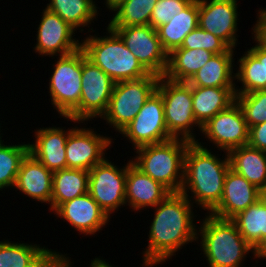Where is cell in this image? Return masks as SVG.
I'll return each instance as SVG.
<instances>
[{"label": "cell", "instance_id": "cell-1", "mask_svg": "<svg viewBox=\"0 0 266 267\" xmlns=\"http://www.w3.org/2000/svg\"><path fill=\"white\" fill-rule=\"evenodd\" d=\"M193 207L179 192L170 193L152 208L154 216L149 225L147 248L142 251V267L166 263L184 246L197 242L198 225L194 222L197 216Z\"/></svg>", "mask_w": 266, "mask_h": 267}, {"label": "cell", "instance_id": "cell-2", "mask_svg": "<svg viewBox=\"0 0 266 267\" xmlns=\"http://www.w3.org/2000/svg\"><path fill=\"white\" fill-rule=\"evenodd\" d=\"M200 138L188 145L184 157V180L180 193L210 214L222 198L224 179L230 168L229 156L223 158L203 146ZM217 155V156H216ZM191 192V193H190ZM191 194V196H190Z\"/></svg>", "mask_w": 266, "mask_h": 267}, {"label": "cell", "instance_id": "cell-3", "mask_svg": "<svg viewBox=\"0 0 266 267\" xmlns=\"http://www.w3.org/2000/svg\"><path fill=\"white\" fill-rule=\"evenodd\" d=\"M205 214L203 219L197 220L200 221L197 244L201 240L198 246L204 252L207 267H242L247 255L250 252L254 255V248L242 237L231 219Z\"/></svg>", "mask_w": 266, "mask_h": 267}, {"label": "cell", "instance_id": "cell-4", "mask_svg": "<svg viewBox=\"0 0 266 267\" xmlns=\"http://www.w3.org/2000/svg\"><path fill=\"white\" fill-rule=\"evenodd\" d=\"M105 35H87L81 40L86 57L100 67L115 83L136 80L150 73L108 25ZM99 36V37H98Z\"/></svg>", "mask_w": 266, "mask_h": 267}, {"label": "cell", "instance_id": "cell-5", "mask_svg": "<svg viewBox=\"0 0 266 267\" xmlns=\"http://www.w3.org/2000/svg\"><path fill=\"white\" fill-rule=\"evenodd\" d=\"M191 142L172 138L164 142L141 146L132 163L144 174L165 186L171 193L181 191L184 180V157Z\"/></svg>", "mask_w": 266, "mask_h": 267}, {"label": "cell", "instance_id": "cell-6", "mask_svg": "<svg viewBox=\"0 0 266 267\" xmlns=\"http://www.w3.org/2000/svg\"><path fill=\"white\" fill-rule=\"evenodd\" d=\"M157 91L163 99L165 124L170 136L191 143L196 142L197 136L194 130L199 129L198 132H201V126L193 113L191 85L188 82H175L162 76Z\"/></svg>", "mask_w": 266, "mask_h": 267}, {"label": "cell", "instance_id": "cell-7", "mask_svg": "<svg viewBox=\"0 0 266 267\" xmlns=\"http://www.w3.org/2000/svg\"><path fill=\"white\" fill-rule=\"evenodd\" d=\"M159 79V76L150 73L140 79L115 83L107 111L101 120L120 133L157 90Z\"/></svg>", "mask_w": 266, "mask_h": 267}, {"label": "cell", "instance_id": "cell-8", "mask_svg": "<svg viewBox=\"0 0 266 267\" xmlns=\"http://www.w3.org/2000/svg\"><path fill=\"white\" fill-rule=\"evenodd\" d=\"M49 77L51 105L62 118L68 117L80 103L82 90V48L64 56H56Z\"/></svg>", "mask_w": 266, "mask_h": 267}, {"label": "cell", "instance_id": "cell-9", "mask_svg": "<svg viewBox=\"0 0 266 267\" xmlns=\"http://www.w3.org/2000/svg\"><path fill=\"white\" fill-rule=\"evenodd\" d=\"M81 81L80 103L68 117H64L67 123L70 121L79 125L92 121L93 118H102L107 111L115 85V82L100 67L86 57L83 49Z\"/></svg>", "mask_w": 266, "mask_h": 267}, {"label": "cell", "instance_id": "cell-10", "mask_svg": "<svg viewBox=\"0 0 266 267\" xmlns=\"http://www.w3.org/2000/svg\"><path fill=\"white\" fill-rule=\"evenodd\" d=\"M117 166L105 158L89 171L88 193L99 204L100 208L111 218V214L126 206L125 187L127 166Z\"/></svg>", "mask_w": 266, "mask_h": 267}, {"label": "cell", "instance_id": "cell-11", "mask_svg": "<svg viewBox=\"0 0 266 267\" xmlns=\"http://www.w3.org/2000/svg\"><path fill=\"white\" fill-rule=\"evenodd\" d=\"M120 134L131 143L133 150L172 139L165 124L163 99L157 90Z\"/></svg>", "mask_w": 266, "mask_h": 267}, {"label": "cell", "instance_id": "cell-12", "mask_svg": "<svg viewBox=\"0 0 266 267\" xmlns=\"http://www.w3.org/2000/svg\"><path fill=\"white\" fill-rule=\"evenodd\" d=\"M124 41L142 66L151 74L162 77L168 64V53L163 49L157 30L151 25L110 27Z\"/></svg>", "mask_w": 266, "mask_h": 267}, {"label": "cell", "instance_id": "cell-13", "mask_svg": "<svg viewBox=\"0 0 266 267\" xmlns=\"http://www.w3.org/2000/svg\"><path fill=\"white\" fill-rule=\"evenodd\" d=\"M200 133L221 153L248 145L249 141V128L236 101L201 126Z\"/></svg>", "mask_w": 266, "mask_h": 267}, {"label": "cell", "instance_id": "cell-14", "mask_svg": "<svg viewBox=\"0 0 266 267\" xmlns=\"http://www.w3.org/2000/svg\"><path fill=\"white\" fill-rule=\"evenodd\" d=\"M41 14L36 31V45L33 47L35 53L55 59L56 56L68 55L81 48L80 39L74 37L77 31L59 15L46 7Z\"/></svg>", "mask_w": 266, "mask_h": 267}, {"label": "cell", "instance_id": "cell-15", "mask_svg": "<svg viewBox=\"0 0 266 267\" xmlns=\"http://www.w3.org/2000/svg\"><path fill=\"white\" fill-rule=\"evenodd\" d=\"M76 127L69 133L66 142L67 168L90 171L107 156L114 139L98 134L90 126Z\"/></svg>", "mask_w": 266, "mask_h": 267}, {"label": "cell", "instance_id": "cell-16", "mask_svg": "<svg viewBox=\"0 0 266 267\" xmlns=\"http://www.w3.org/2000/svg\"><path fill=\"white\" fill-rule=\"evenodd\" d=\"M238 0H199L198 26L222 39L231 49L238 43ZM239 12V13H238ZM239 17V18H238Z\"/></svg>", "mask_w": 266, "mask_h": 267}, {"label": "cell", "instance_id": "cell-17", "mask_svg": "<svg viewBox=\"0 0 266 267\" xmlns=\"http://www.w3.org/2000/svg\"><path fill=\"white\" fill-rule=\"evenodd\" d=\"M55 217L68 222L79 234L92 236L108 225L110 218L89 193L62 203ZM66 220V221H65Z\"/></svg>", "mask_w": 266, "mask_h": 267}, {"label": "cell", "instance_id": "cell-18", "mask_svg": "<svg viewBox=\"0 0 266 267\" xmlns=\"http://www.w3.org/2000/svg\"><path fill=\"white\" fill-rule=\"evenodd\" d=\"M263 195V192L242 175L229 168L219 205L210 213L221 219H232L246 210Z\"/></svg>", "mask_w": 266, "mask_h": 267}, {"label": "cell", "instance_id": "cell-19", "mask_svg": "<svg viewBox=\"0 0 266 267\" xmlns=\"http://www.w3.org/2000/svg\"><path fill=\"white\" fill-rule=\"evenodd\" d=\"M75 127L67 130L65 127L56 126L36 128L34 130L35 140L29 142V153L52 172L66 169L67 137Z\"/></svg>", "mask_w": 266, "mask_h": 267}, {"label": "cell", "instance_id": "cell-20", "mask_svg": "<svg viewBox=\"0 0 266 267\" xmlns=\"http://www.w3.org/2000/svg\"><path fill=\"white\" fill-rule=\"evenodd\" d=\"M171 192L161 183L144 174L132 162L127 166L125 199L131 211L153 208Z\"/></svg>", "mask_w": 266, "mask_h": 267}, {"label": "cell", "instance_id": "cell-21", "mask_svg": "<svg viewBox=\"0 0 266 267\" xmlns=\"http://www.w3.org/2000/svg\"><path fill=\"white\" fill-rule=\"evenodd\" d=\"M53 172L47 169L31 153L22 160L13 189L22 193L35 202L50 205L52 195Z\"/></svg>", "mask_w": 266, "mask_h": 267}, {"label": "cell", "instance_id": "cell-22", "mask_svg": "<svg viewBox=\"0 0 266 267\" xmlns=\"http://www.w3.org/2000/svg\"><path fill=\"white\" fill-rule=\"evenodd\" d=\"M252 40L256 45L246 49L247 51L245 50L237 59L235 81L242 86L235 85V94H248L266 89L265 46L254 36Z\"/></svg>", "mask_w": 266, "mask_h": 267}, {"label": "cell", "instance_id": "cell-23", "mask_svg": "<svg viewBox=\"0 0 266 267\" xmlns=\"http://www.w3.org/2000/svg\"><path fill=\"white\" fill-rule=\"evenodd\" d=\"M55 255H62L40 244L0 241V267H45Z\"/></svg>", "mask_w": 266, "mask_h": 267}, {"label": "cell", "instance_id": "cell-24", "mask_svg": "<svg viewBox=\"0 0 266 267\" xmlns=\"http://www.w3.org/2000/svg\"><path fill=\"white\" fill-rule=\"evenodd\" d=\"M235 50L214 54L188 81L191 87L235 88ZM234 55V56H233ZM234 66V67H233ZM234 68V69H233ZM234 70V71H233Z\"/></svg>", "mask_w": 266, "mask_h": 267}, {"label": "cell", "instance_id": "cell-25", "mask_svg": "<svg viewBox=\"0 0 266 267\" xmlns=\"http://www.w3.org/2000/svg\"><path fill=\"white\" fill-rule=\"evenodd\" d=\"M193 113L197 123L203 126L220 111L235 102V88L191 87Z\"/></svg>", "mask_w": 266, "mask_h": 267}, {"label": "cell", "instance_id": "cell-26", "mask_svg": "<svg viewBox=\"0 0 266 267\" xmlns=\"http://www.w3.org/2000/svg\"><path fill=\"white\" fill-rule=\"evenodd\" d=\"M228 156L231 169L262 192L266 189V151L245 145L230 150Z\"/></svg>", "mask_w": 266, "mask_h": 267}, {"label": "cell", "instance_id": "cell-27", "mask_svg": "<svg viewBox=\"0 0 266 267\" xmlns=\"http://www.w3.org/2000/svg\"><path fill=\"white\" fill-rule=\"evenodd\" d=\"M199 0H193L185 9L158 27L157 33L163 49L169 54L181 47L187 34L198 27Z\"/></svg>", "mask_w": 266, "mask_h": 267}, {"label": "cell", "instance_id": "cell-28", "mask_svg": "<svg viewBox=\"0 0 266 267\" xmlns=\"http://www.w3.org/2000/svg\"><path fill=\"white\" fill-rule=\"evenodd\" d=\"M213 55L214 53L201 48H176L168 54L163 77L175 82H188Z\"/></svg>", "mask_w": 266, "mask_h": 267}, {"label": "cell", "instance_id": "cell-29", "mask_svg": "<svg viewBox=\"0 0 266 267\" xmlns=\"http://www.w3.org/2000/svg\"><path fill=\"white\" fill-rule=\"evenodd\" d=\"M97 0H49L46 8L59 15L76 31L80 33L87 27L88 32H96L90 25L98 18L100 8L97 7ZM99 9V11H98ZM97 17V18H96Z\"/></svg>", "mask_w": 266, "mask_h": 267}, {"label": "cell", "instance_id": "cell-30", "mask_svg": "<svg viewBox=\"0 0 266 267\" xmlns=\"http://www.w3.org/2000/svg\"><path fill=\"white\" fill-rule=\"evenodd\" d=\"M89 171L62 169L53 172L51 213L62 203L88 193Z\"/></svg>", "mask_w": 266, "mask_h": 267}, {"label": "cell", "instance_id": "cell-31", "mask_svg": "<svg viewBox=\"0 0 266 267\" xmlns=\"http://www.w3.org/2000/svg\"><path fill=\"white\" fill-rule=\"evenodd\" d=\"M231 220L242 237L255 248L266 235V199L262 196Z\"/></svg>", "mask_w": 266, "mask_h": 267}, {"label": "cell", "instance_id": "cell-32", "mask_svg": "<svg viewBox=\"0 0 266 267\" xmlns=\"http://www.w3.org/2000/svg\"><path fill=\"white\" fill-rule=\"evenodd\" d=\"M158 0H124L111 13L109 27L150 25V18Z\"/></svg>", "mask_w": 266, "mask_h": 267}, {"label": "cell", "instance_id": "cell-33", "mask_svg": "<svg viewBox=\"0 0 266 267\" xmlns=\"http://www.w3.org/2000/svg\"><path fill=\"white\" fill-rule=\"evenodd\" d=\"M3 142L0 140V191L14 188L22 160L29 153V143L5 145Z\"/></svg>", "mask_w": 266, "mask_h": 267}, {"label": "cell", "instance_id": "cell-34", "mask_svg": "<svg viewBox=\"0 0 266 267\" xmlns=\"http://www.w3.org/2000/svg\"><path fill=\"white\" fill-rule=\"evenodd\" d=\"M248 128L266 121V89L248 94H235Z\"/></svg>", "mask_w": 266, "mask_h": 267}, {"label": "cell", "instance_id": "cell-35", "mask_svg": "<svg viewBox=\"0 0 266 267\" xmlns=\"http://www.w3.org/2000/svg\"><path fill=\"white\" fill-rule=\"evenodd\" d=\"M179 48L205 49L214 54L227 52L230 47L220 38L207 32L199 26L186 35Z\"/></svg>", "mask_w": 266, "mask_h": 267}, {"label": "cell", "instance_id": "cell-36", "mask_svg": "<svg viewBox=\"0 0 266 267\" xmlns=\"http://www.w3.org/2000/svg\"><path fill=\"white\" fill-rule=\"evenodd\" d=\"M193 0H158L153 8L150 25L156 30L185 9Z\"/></svg>", "mask_w": 266, "mask_h": 267}, {"label": "cell", "instance_id": "cell-37", "mask_svg": "<svg viewBox=\"0 0 266 267\" xmlns=\"http://www.w3.org/2000/svg\"><path fill=\"white\" fill-rule=\"evenodd\" d=\"M248 145L266 151V121L249 128Z\"/></svg>", "mask_w": 266, "mask_h": 267}, {"label": "cell", "instance_id": "cell-38", "mask_svg": "<svg viewBox=\"0 0 266 267\" xmlns=\"http://www.w3.org/2000/svg\"><path fill=\"white\" fill-rule=\"evenodd\" d=\"M257 12V20L251 28V34L266 47V8H259Z\"/></svg>", "mask_w": 266, "mask_h": 267}, {"label": "cell", "instance_id": "cell-39", "mask_svg": "<svg viewBox=\"0 0 266 267\" xmlns=\"http://www.w3.org/2000/svg\"><path fill=\"white\" fill-rule=\"evenodd\" d=\"M69 254L55 255L54 258L45 267H72Z\"/></svg>", "mask_w": 266, "mask_h": 267}, {"label": "cell", "instance_id": "cell-40", "mask_svg": "<svg viewBox=\"0 0 266 267\" xmlns=\"http://www.w3.org/2000/svg\"><path fill=\"white\" fill-rule=\"evenodd\" d=\"M253 257L250 256L251 260L252 258L256 260L255 264H258V260L260 259H266V235L261 239L259 244L254 248ZM256 258V259H255Z\"/></svg>", "mask_w": 266, "mask_h": 267}, {"label": "cell", "instance_id": "cell-41", "mask_svg": "<svg viewBox=\"0 0 266 267\" xmlns=\"http://www.w3.org/2000/svg\"><path fill=\"white\" fill-rule=\"evenodd\" d=\"M90 267H113L111 263L106 261L103 257H95L91 260ZM115 267V266H114ZM117 267V266H116Z\"/></svg>", "mask_w": 266, "mask_h": 267}, {"label": "cell", "instance_id": "cell-42", "mask_svg": "<svg viewBox=\"0 0 266 267\" xmlns=\"http://www.w3.org/2000/svg\"><path fill=\"white\" fill-rule=\"evenodd\" d=\"M124 0H105V4L106 8L109 10V12H111L117 5H119L121 2H123Z\"/></svg>", "mask_w": 266, "mask_h": 267}, {"label": "cell", "instance_id": "cell-43", "mask_svg": "<svg viewBox=\"0 0 266 267\" xmlns=\"http://www.w3.org/2000/svg\"><path fill=\"white\" fill-rule=\"evenodd\" d=\"M1 122V121H0ZM2 125V123L0 124V140H2V137H3V135L2 134H4V133H1V127H3V126H1Z\"/></svg>", "mask_w": 266, "mask_h": 267}, {"label": "cell", "instance_id": "cell-44", "mask_svg": "<svg viewBox=\"0 0 266 267\" xmlns=\"http://www.w3.org/2000/svg\"><path fill=\"white\" fill-rule=\"evenodd\" d=\"M262 196L266 199V189L263 191V195Z\"/></svg>", "mask_w": 266, "mask_h": 267}, {"label": "cell", "instance_id": "cell-45", "mask_svg": "<svg viewBox=\"0 0 266 267\" xmlns=\"http://www.w3.org/2000/svg\"><path fill=\"white\" fill-rule=\"evenodd\" d=\"M265 69H266V47H265Z\"/></svg>", "mask_w": 266, "mask_h": 267}]
</instances>
